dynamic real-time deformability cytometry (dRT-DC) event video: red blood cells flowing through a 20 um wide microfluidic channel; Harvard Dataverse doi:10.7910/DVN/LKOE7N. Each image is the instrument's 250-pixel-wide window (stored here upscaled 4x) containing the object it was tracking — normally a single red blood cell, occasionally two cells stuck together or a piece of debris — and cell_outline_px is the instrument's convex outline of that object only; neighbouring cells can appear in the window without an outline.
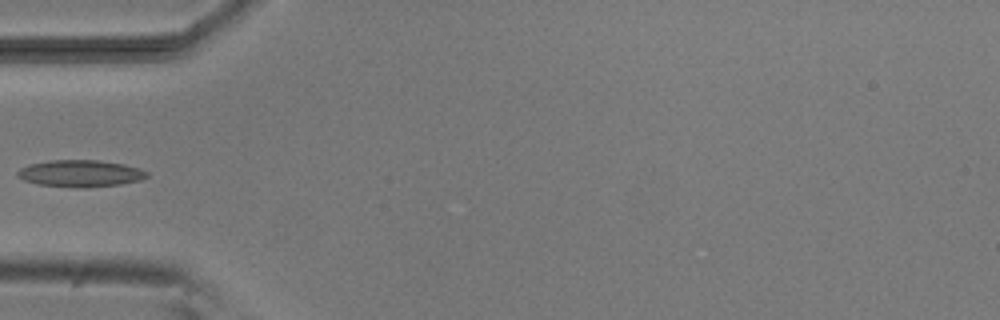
{"species": "common noctule bat (a hibernating species)", "species_latin": "Nyctalus noctula", "temperature_condition": "room temperature", "stored_images_in_passage": 7, "camera_frame_rate_fps": 3000, "um_per_image_px": 0.085, "animal": {"sex": "male", "body_mass_g": 20.5, "forearm_length_mm": 52.5}, "frame": {"image": 1, "passage_image": 6, "time_ms": 5.667, "image_size_px": [1000, 320], "cell_outline_px": [[148, 176], [140, 180], [120, 184], [84, 188], [76, 188], [40, 184], [24, 180], [16, 176], [16, 172], [20, 168], [28, 164], [52, 160], [100, 160], [124, 164], [140, 168], [148, 172]], "centroid_in_image_um": [6.83, 14.74], "position_along_channel_um": 78.2, "area_um2": 20.35}}
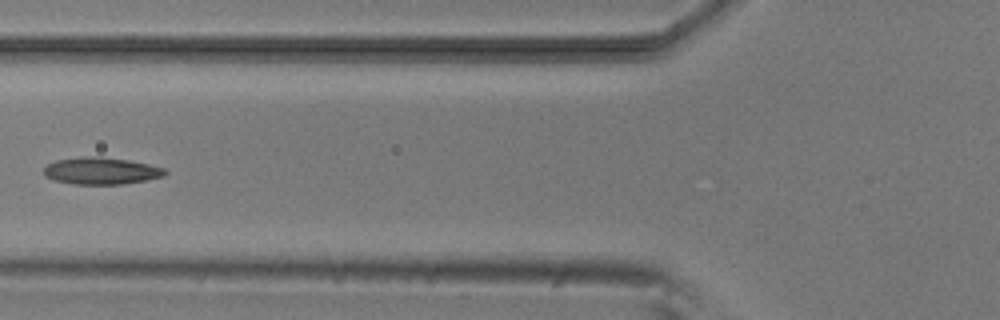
{"frame": {"image": 2, "passage_image": 7, "time_ms": 6.667, "image_size_px": [1000, 320], "cell_outline_px": [[168, 172], [164, 176], [144, 180], [120, 184], [72, 184], [52, 180], [44, 176], [44, 168], [48, 164], [56, 160], [80, 156], [100, 156], [128, 160], [148, 164], [164, 168]], "centroid_in_image_um": [8.56, 14.51], "position_along_channel_um": 117.2, "area_um2": 19.13}}